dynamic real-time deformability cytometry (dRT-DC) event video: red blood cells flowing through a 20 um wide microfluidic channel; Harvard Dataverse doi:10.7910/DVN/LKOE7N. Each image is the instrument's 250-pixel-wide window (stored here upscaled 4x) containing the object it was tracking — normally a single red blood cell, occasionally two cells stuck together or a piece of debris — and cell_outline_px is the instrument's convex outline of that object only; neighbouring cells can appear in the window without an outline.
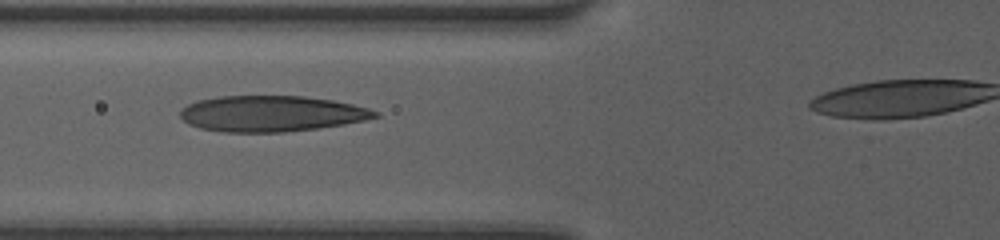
{"species": "human", "species_latin": "Homo sapiens", "temperature_condition": "room temperature", "stored_images_in_passage": 6, "segment_of_instrument_passage": [1, 2], "camera_frame_rate_fps": 3000, "um_per_image_px": 0.085, "donor": {"sex": "female"}, "frame": {"image": 1, "passage_image": 4, "time_ms": 3.0, "image_size_px": [1000, 240], "cell_outline_px": [[380, 116], [364, 120], [344, 124], [316, 128], [284, 132], [224, 132], [200, 128], [188, 124], [180, 116], [180, 108], [196, 100], [220, 96], [304, 96], [332, 100], [352, 104], [368, 108], [380, 112]], "centroid_in_image_um": [23.05, 9.65], "position_along_channel_um": 102.8, "area_um2": 40.81}}
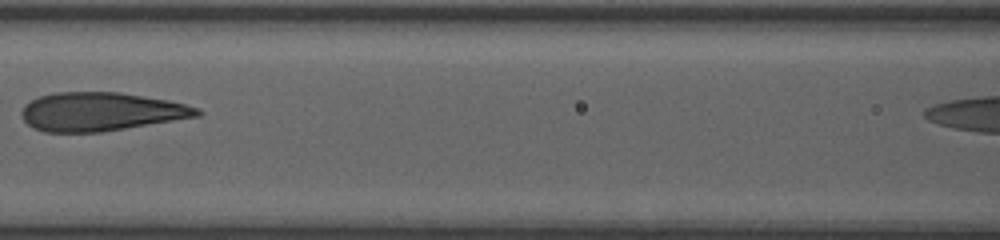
{"frame": {"image": 2, "passage_image": 5, "time_ms": 4.333, "image_size_px": [1000, 240], "cell_outline_px": [[200, 116], [100, 132], [44, 132], [28, 124], [20, 116], [20, 112], [24, 104], [40, 96], [56, 92], [120, 92], [168, 100], [200, 108]], "centroid_in_image_um": [8.55, 9.49], "position_along_channel_um": 158.1, "area_um2": 39.3}}